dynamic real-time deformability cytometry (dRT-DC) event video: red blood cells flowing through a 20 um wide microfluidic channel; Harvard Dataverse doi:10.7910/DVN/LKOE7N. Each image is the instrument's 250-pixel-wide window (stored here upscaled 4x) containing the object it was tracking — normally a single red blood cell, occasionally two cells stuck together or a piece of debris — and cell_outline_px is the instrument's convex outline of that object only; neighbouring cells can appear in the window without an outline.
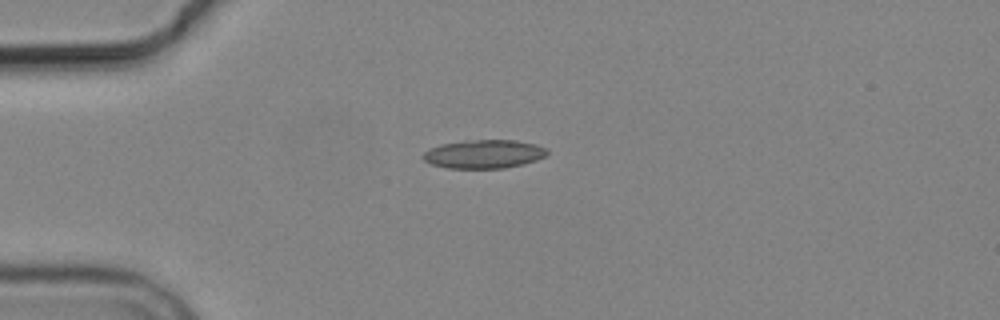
{"species": "common noctule bat (a hibernating species)", "species_latin": "Nyctalus noctula", "temperature_condition": "cold", "stored_images_in_passage": 3, "camera_frame_rate_fps": 3000, "um_per_image_px": 0.085, "animal": {"sex": "male", "body_mass_g": 19.2, "forearm_length_mm": 51.8}, "frame": {"image": 1, "passage_image": 1, "time_ms": 0.0, "image_size_px": [1000, 320], "cell_outline_px": [[548, 152], [544, 156], [536, 160], [524, 164], [504, 168], [448, 168], [432, 164], [424, 160], [420, 156], [428, 148], [440, 144], [464, 140], [516, 140], [536, 144], [548, 148]], "centroid_in_image_um": [41.12, 13.08], "position_along_channel_um": 43.9, "area_um2": 20.87}}
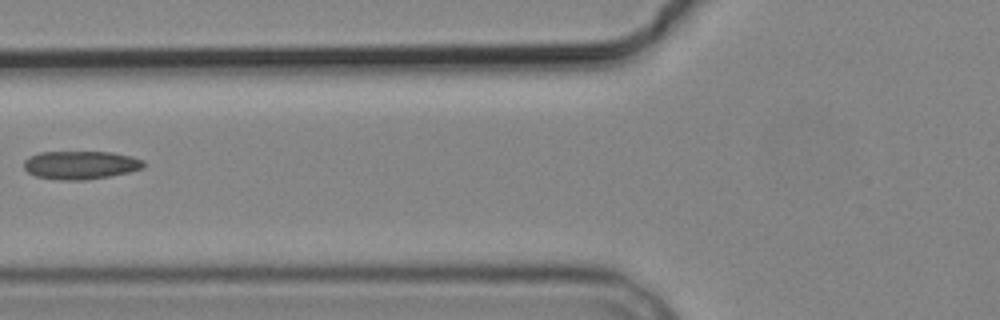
{"frame": {"image": 2, "passage_image": 3, "time_ms": 2.667, "image_size_px": [1000, 320], "cell_outline_px": [[148, 164], [144, 168], [128, 172], [108, 176], [84, 180], [60, 180], [36, 176], [28, 172], [24, 168], [24, 160], [28, 156], [40, 152], [112, 152], [132, 156], [144, 160]], "centroid_in_image_um": [6.87, 14.02], "position_along_channel_um": 118.9, "area_um2": 19.88}}